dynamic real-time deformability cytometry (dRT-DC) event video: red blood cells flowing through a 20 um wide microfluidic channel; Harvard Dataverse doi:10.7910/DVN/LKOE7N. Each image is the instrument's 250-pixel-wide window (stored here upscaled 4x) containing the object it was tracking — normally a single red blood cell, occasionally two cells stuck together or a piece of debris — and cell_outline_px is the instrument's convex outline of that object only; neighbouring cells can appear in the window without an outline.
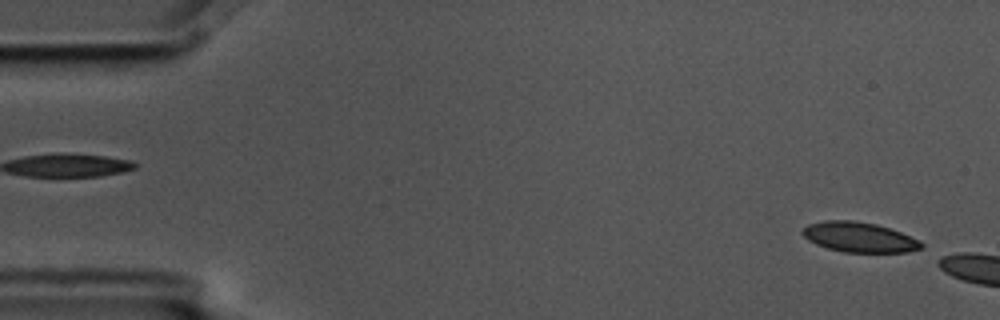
{"species": "common noctule bat (a hibernating species)", "species_latin": "Nyctalus noctula", "temperature_condition": "cold", "stored_images_in_passage": 2, "segment_of_instrument_passage": [2, 2], "camera_frame_rate_fps": 3000, "um_per_image_px": 0.085, "animal": {"sex": "male", "body_mass_g": 17.5, "forearm_length_mm": 52.3}, "frame": {"image": 1, "passage_image": 2, "time_ms": 0.333, "image_size_px": [1000, 320], "cell_outline_px": [[924, 248], [908, 252], [844, 252], [828, 248], [816, 244], [808, 240], [800, 232], [808, 224], [824, 220], [856, 220], [876, 224], [900, 232], [920, 240], [924, 244]], "centroid_in_image_um": [73.04, 20.16], "position_along_channel_um": 12.0, "area_um2": 20.87}}